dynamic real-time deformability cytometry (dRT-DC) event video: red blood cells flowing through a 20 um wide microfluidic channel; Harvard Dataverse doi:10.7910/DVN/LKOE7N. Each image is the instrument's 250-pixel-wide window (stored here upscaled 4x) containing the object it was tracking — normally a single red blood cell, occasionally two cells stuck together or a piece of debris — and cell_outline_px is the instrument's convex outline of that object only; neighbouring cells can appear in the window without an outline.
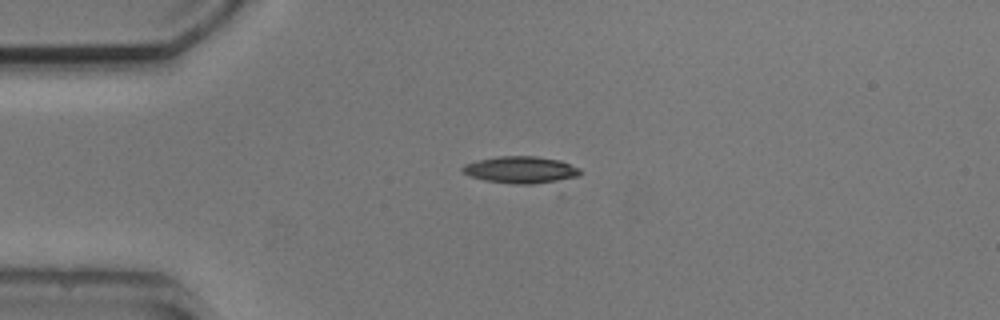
{"species": "common noctule bat (a hibernating species)", "species_latin": "Nyctalus noctula", "temperature_condition": "cold", "stored_images_in_passage": 4, "camera_frame_rate_fps": 3000, "um_per_image_px": 0.085, "animal": {"sex": "male", "body_mass_g": 20.5, "forearm_length_mm": 52.5}, "frame": {"image": 1, "passage_image": 3, "time_ms": 2.333, "image_size_px": [1000, 320], "cell_outline_px": [[584, 172], [576, 176], [556, 180], [532, 184], [512, 184], [484, 180], [468, 176], [460, 168], [464, 164], [476, 160], [496, 156], [536, 156], [560, 160], [580, 168]], "centroid_in_image_um": [44.22, 14.42], "position_along_channel_um": 40.8, "area_um2": 18.5}}